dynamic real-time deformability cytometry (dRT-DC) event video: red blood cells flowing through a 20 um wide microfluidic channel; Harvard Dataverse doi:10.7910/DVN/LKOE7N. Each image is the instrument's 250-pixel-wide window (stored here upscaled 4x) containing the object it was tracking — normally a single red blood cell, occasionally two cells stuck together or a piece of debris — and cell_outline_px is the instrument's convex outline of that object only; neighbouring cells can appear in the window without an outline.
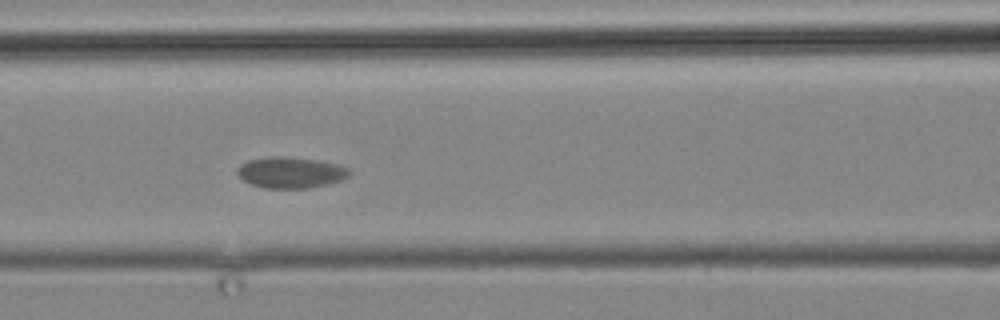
{"species": "common noctule bat (a hibernating species)", "species_latin": "Nyctalus noctula", "temperature_condition": "cold", "stored_images_in_passage": 8, "camera_frame_rate_fps": 3000, "um_per_image_px": 0.085, "animal": {"sex": "male", "body_mass_g": 19.2, "forearm_length_mm": 51.8}, "frame": {"image": 1, "passage_image": 8, "time_ms": 9.0, "image_size_px": [1000, 320], "cell_outline_px": [[352, 172], [348, 176], [340, 180], [328, 184], [308, 188], [264, 188], [252, 184], [244, 180], [236, 172], [236, 168], [240, 164], [248, 160], [272, 156], [284, 156], [316, 160], [336, 164], [348, 168]], "centroid_in_image_um": [24.69, 14.66], "position_along_channel_um": 141.9, "area_um2": 20.23}}